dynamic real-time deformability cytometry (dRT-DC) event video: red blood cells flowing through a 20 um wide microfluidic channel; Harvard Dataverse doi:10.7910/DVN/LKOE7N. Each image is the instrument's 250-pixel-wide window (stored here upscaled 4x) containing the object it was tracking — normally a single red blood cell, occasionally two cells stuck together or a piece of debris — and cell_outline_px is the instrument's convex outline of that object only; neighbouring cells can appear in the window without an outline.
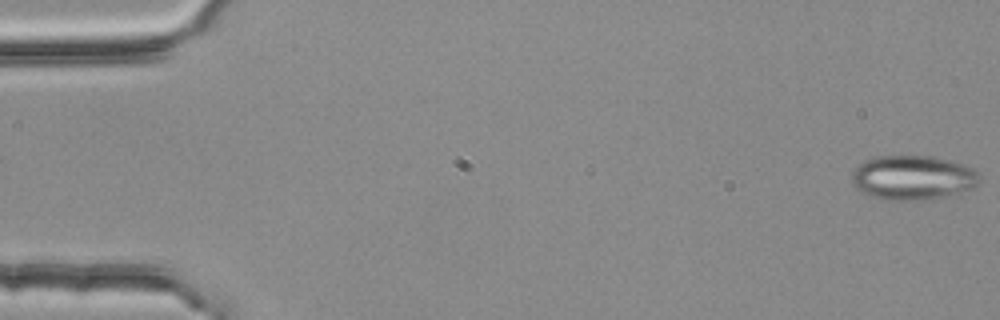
{"species": "common noctule bat (a hibernating species)", "species_latin": "Nyctalus noctula", "temperature_condition": "room temperature", "stored_images_in_passage": 4, "segment_of_instrument_passage": [2, 2], "camera_frame_rate_fps": 3000, "um_per_image_px": 0.085, "animal": {"sex": "female", "body_mass_g": 25.1}, "frame": {"image": 1, "passage_image": 4, "time_ms": 1.0, "image_size_px": [1000, 320], "cell_outline_px": [[976, 184], [972, 188], [960, 192], [944, 196], [912, 200], [880, 200], [860, 192], [852, 184], [852, 172], [864, 160], [876, 156], [932, 156], [964, 164], [972, 168], [976, 172]], "centroid_in_image_um": [77.5, 15.09], "position_along_channel_um": 7.5, "area_um2": 32.77}}